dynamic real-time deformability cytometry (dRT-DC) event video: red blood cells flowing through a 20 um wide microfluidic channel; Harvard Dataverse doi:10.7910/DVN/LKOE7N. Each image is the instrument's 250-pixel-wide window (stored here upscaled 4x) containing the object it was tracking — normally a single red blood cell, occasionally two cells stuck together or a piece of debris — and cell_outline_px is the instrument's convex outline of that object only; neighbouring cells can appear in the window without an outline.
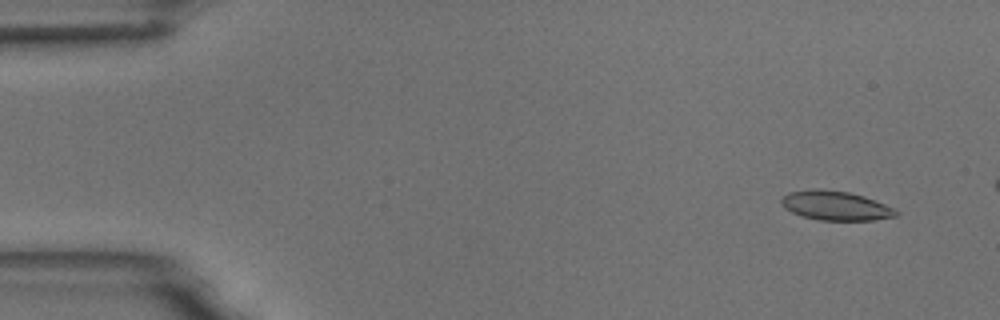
{"species": "common noctule bat (a hibernating species)", "species_latin": "Nyctalus noctula", "temperature_condition": "room temperature", "stored_images_in_passage": 4, "camera_frame_rate_fps": 3000, "um_per_image_px": 0.085, "animal": {"sex": "male", "body_mass_g": 18.8}, "frame": {"image": 1, "passage_image": 1, "time_ms": 0.0, "image_size_px": [1000, 320], "cell_outline_px": [[900, 212], [896, 216], [872, 220], [820, 220], [804, 216], [792, 212], [784, 208], [780, 204], [780, 200], [788, 192], [812, 188], [848, 192], [864, 196], [896, 208]], "centroid_in_image_um": [71.03, 17.47], "position_along_channel_um": 14.0, "area_um2": 19.59}}